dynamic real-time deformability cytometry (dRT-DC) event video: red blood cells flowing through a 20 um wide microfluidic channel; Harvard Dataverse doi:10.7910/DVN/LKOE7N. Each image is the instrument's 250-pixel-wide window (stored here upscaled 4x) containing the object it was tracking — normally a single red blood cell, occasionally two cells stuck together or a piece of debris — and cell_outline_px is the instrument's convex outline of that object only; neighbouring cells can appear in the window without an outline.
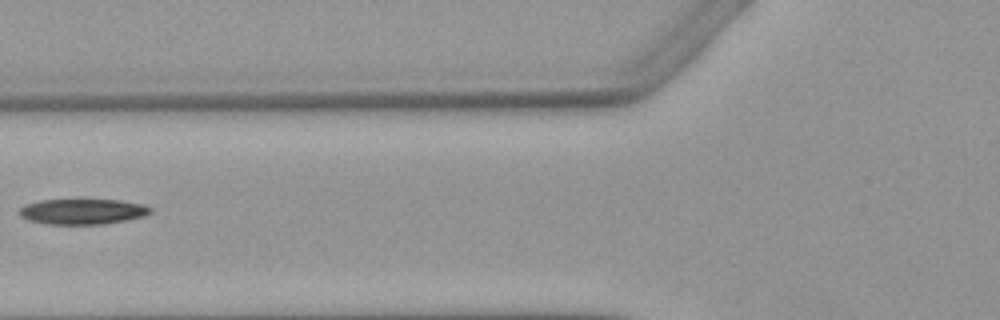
{"species": "Egyptian fruit bat (a non-hibernating species)", "species_latin": "Rousettus aegyptiacus", "temperature_condition": "warm", "stored_images_in_passage": 3, "camera_frame_rate_fps": 3000, "um_per_image_px": 0.085, "animal": {"sex": "female"}, "frame": {"image": 1, "passage_image": 3, "time_ms": 2.333, "image_size_px": [1000, 320], "cell_outline_px": [[152, 212], [144, 216], [104, 224], [48, 224], [28, 220], [20, 216], [20, 208], [28, 204], [40, 200], [120, 200], [144, 204], [152, 208]], "centroid_in_image_um": [7.05, 17.98], "position_along_channel_um": 118.8, "area_um2": 19.31}}